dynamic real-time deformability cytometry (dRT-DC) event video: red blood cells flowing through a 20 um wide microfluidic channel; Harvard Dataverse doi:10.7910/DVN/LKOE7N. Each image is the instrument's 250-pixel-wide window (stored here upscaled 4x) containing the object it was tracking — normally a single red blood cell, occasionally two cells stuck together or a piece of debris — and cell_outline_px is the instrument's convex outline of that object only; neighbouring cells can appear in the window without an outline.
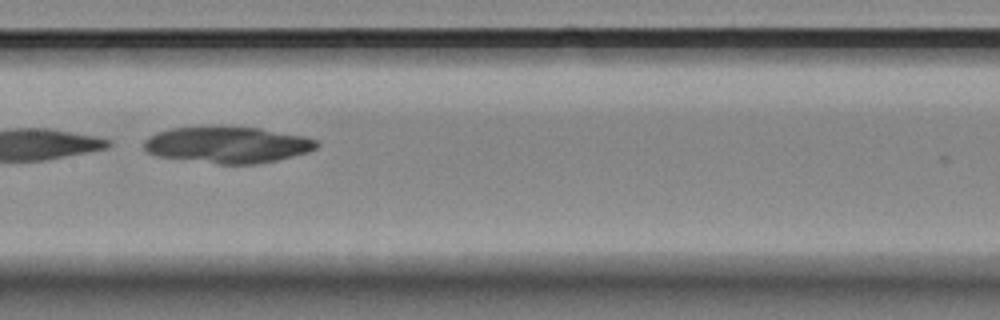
{"species": "Egyptian fruit bat (a non-hibernating species)", "species_latin": "Rousettus aegyptiacus", "temperature_condition": "room temperature", "stored_images_in_passage": 11, "camera_frame_rate_fps": 3000, "um_per_image_px": 0.085, "animal": {"sex": "female"}, "frame": {"image": 1, "passage_image": 7, "time_ms": 2.0, "image_size_px": [1000, 320], "cell_outline_px": [[320, 144], [316, 148], [308, 152], [276, 160], [256, 164], [216, 164], [156, 156], [148, 152], [144, 148], [144, 140], [148, 136], [172, 128], [220, 124], [260, 128], [304, 136], [316, 140]], "centroid_in_image_um": [19.32, 12.28], "position_along_channel_um": 188.1, "area_um2": 37.34}}